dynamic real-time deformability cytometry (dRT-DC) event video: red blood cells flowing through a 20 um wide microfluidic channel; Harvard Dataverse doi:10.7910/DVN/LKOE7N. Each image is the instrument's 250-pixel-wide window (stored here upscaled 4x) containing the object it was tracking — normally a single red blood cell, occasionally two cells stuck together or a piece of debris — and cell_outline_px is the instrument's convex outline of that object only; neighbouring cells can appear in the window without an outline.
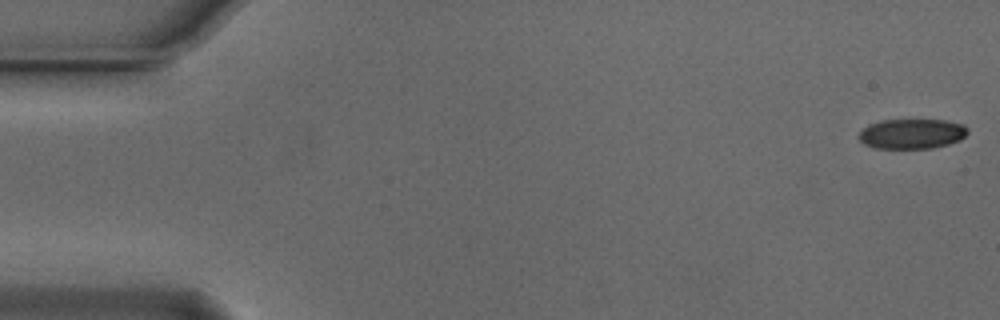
{"species": "Egyptian fruit bat (a non-hibernating species)", "species_latin": "Rousettus aegyptiacus", "temperature_condition": "cold", "stored_images_in_passage": 13, "camera_frame_rate_fps": 3000, "um_per_image_px": 0.085, "animal": {"sex": "male"}, "frame": {"image": 1, "passage_image": 1, "time_ms": 0.0, "image_size_px": [1000, 320], "cell_outline_px": [[968, 132], [960, 140], [948, 144], [932, 148], [872, 148], [864, 144], [860, 140], [860, 132], [868, 124], [884, 120], [944, 120], [964, 124], [968, 128]], "centroid_in_image_um": [77.52, 11.37], "position_along_channel_um": 7.5, "area_um2": 18.96}}